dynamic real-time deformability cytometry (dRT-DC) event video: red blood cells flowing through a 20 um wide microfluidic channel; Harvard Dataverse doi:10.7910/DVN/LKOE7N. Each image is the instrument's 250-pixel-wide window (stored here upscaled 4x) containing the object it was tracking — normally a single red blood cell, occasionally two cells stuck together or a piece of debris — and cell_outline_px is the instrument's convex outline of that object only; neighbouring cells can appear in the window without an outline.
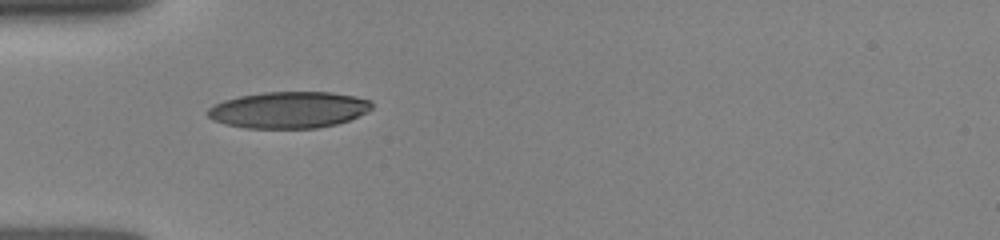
{"species": "human", "species_latin": "Homo sapiens", "temperature_condition": "room temperature", "stored_images_in_passage": 35, "camera_frame_rate_fps": 3000, "um_per_image_px": 0.085, "donor": {"sex": "female"}, "frame": {"image": 1, "passage_image": 1, "time_ms": 0.0, "image_size_px": [1000, 240], "cell_outline_px": [[372, 108], [368, 112], [348, 120], [336, 124], [316, 128], [244, 128], [224, 124], [212, 120], [204, 112], [208, 108], [224, 100], [240, 96], [264, 92], [332, 92], [372, 100]], "centroid_in_image_um": [24.52, 9.34], "position_along_channel_um": 60.5, "area_um2": 35.03}}
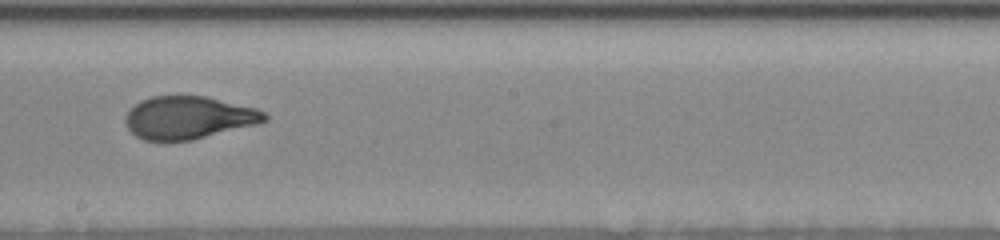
{"frame": {"image": 2, "passage_image": 15, "time_ms": 4.333, "image_size_px": [1000, 240], "cell_outline_px": [[268, 120], [256, 124], [192, 140], [144, 140], [136, 136], [124, 124], [124, 116], [140, 100], [152, 96], [204, 96], [256, 108], [264, 112], [268, 116]], "centroid_in_image_um": [16.0, 9.99], "position_along_channel_um": 232.2, "area_um2": 34.39}}
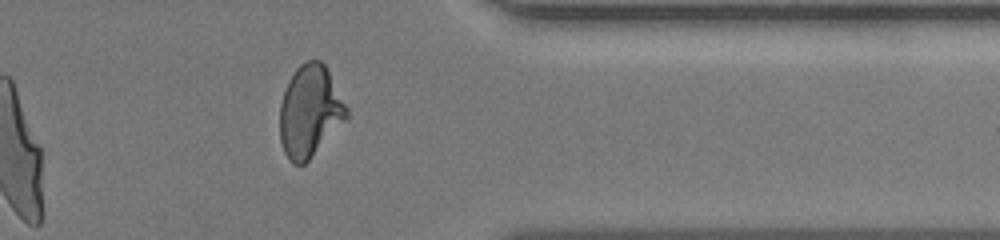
{"frame": {"image": 3, "passage_image": 30, "time_ms": 8.333, "image_size_px": [1000, 240], "cell_outline_px": [[348, 116], [308, 160], [304, 164], [292, 164], [288, 160], [284, 152], [280, 140], [280, 104], [284, 88], [288, 80], [296, 68], [300, 64], [308, 60], [320, 60], [324, 64], [348, 108]], "centroid_in_image_um": [26.3, 9.45], "position_along_channel_um": 385.1, "area_um2": 35.32}}